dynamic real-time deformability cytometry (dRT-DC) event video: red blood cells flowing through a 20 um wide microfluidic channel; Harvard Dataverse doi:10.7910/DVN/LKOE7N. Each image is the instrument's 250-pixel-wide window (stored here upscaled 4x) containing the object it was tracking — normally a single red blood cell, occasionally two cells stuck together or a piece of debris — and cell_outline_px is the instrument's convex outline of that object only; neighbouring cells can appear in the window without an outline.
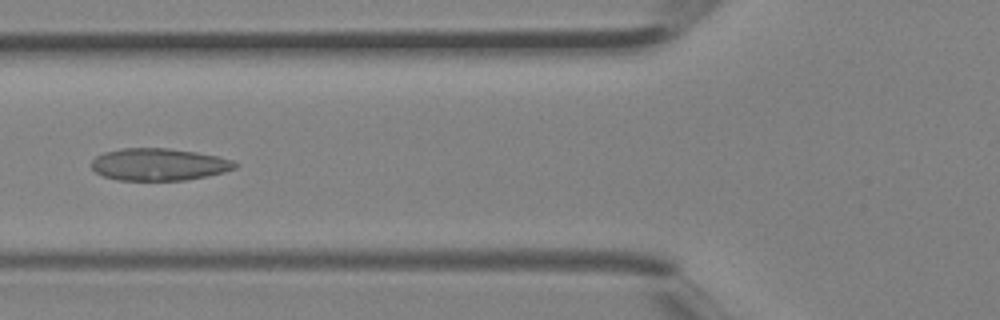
{"species": "Egyptian fruit bat (a non-hibernating species)", "species_latin": "Rousettus aegyptiacus", "temperature_condition": "room temperature", "stored_images_in_passage": 5, "camera_frame_rate_fps": 3000, "um_per_image_px": 0.085, "animal": {"sex": "female"}, "frame": {"image": 1, "passage_image": 5, "time_ms": 1.333, "image_size_px": [1000, 320], "cell_outline_px": [[240, 164], [236, 168], [224, 172], [184, 180], [116, 180], [104, 176], [96, 172], [92, 168], [92, 160], [96, 156], [104, 152], [120, 148], [168, 148], [196, 152], [216, 156], [232, 160]], "centroid_in_image_um": [13.5, 13.97], "position_along_channel_um": 112.3, "area_um2": 26.88}}